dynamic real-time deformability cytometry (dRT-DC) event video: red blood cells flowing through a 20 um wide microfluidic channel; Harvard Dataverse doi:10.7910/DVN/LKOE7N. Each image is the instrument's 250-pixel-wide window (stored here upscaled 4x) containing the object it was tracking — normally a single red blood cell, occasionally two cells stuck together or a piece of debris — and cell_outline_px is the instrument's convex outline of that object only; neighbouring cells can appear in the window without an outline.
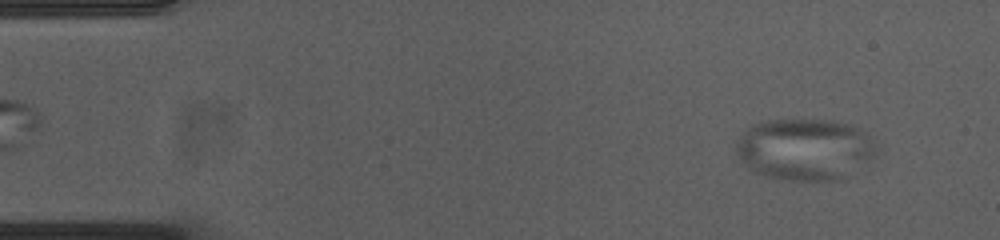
{"species": "common noctule bat (a hibernating species)", "species_latin": "Nyctalus noctula", "temperature_condition": "cold", "stored_images_in_passage": 54, "camera_frame_rate_fps": 3000, "um_per_image_px": 0.085, "animal": {"sex": "female", "body_mass_g": 23.0, "forearm_length_mm": 53.4}, "frame": {"image": 1, "passage_image": 2, "time_ms": 0.333, "image_size_px": [1000, 240], "cell_outline_px": [[880, 148], [840, 180], [780, 180], [764, 176], [756, 172], [744, 164], [736, 152], [736, 140], [752, 124], [768, 120], [832, 120], [848, 124], [856, 128], [868, 136]], "centroid_in_image_um": [68.34, 12.68], "position_along_channel_um": 16.7, "area_um2": 49.77}}
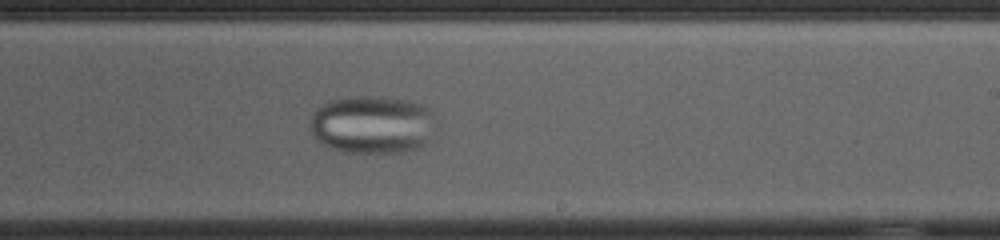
{"frame": {"image": 2, "passage_image": 31, "time_ms": 10.0, "image_size_px": [1000, 240], "cell_outline_px": [[432, 112], [428, 144], [424, 148], [404, 152], [344, 152], [320, 144], [312, 132], [308, 120], [328, 100], [348, 96], [380, 96], [404, 100], [420, 104], [428, 108]], "centroid_in_image_um": [31.61, 10.6], "position_along_channel_um": 257.4, "area_um2": 42.43}}
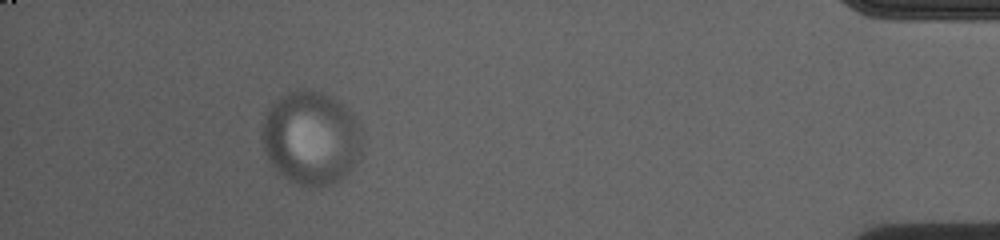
{"frame": {"image": 3, "passage_image": 49, "time_ms": 16.0, "image_size_px": [1000, 240], "cell_outline_px": [[364, 156], [336, 184], [316, 188], [308, 188], [296, 184], [288, 180], [268, 160], [264, 152], [260, 136], [260, 132], [264, 116], [268, 108], [280, 96], [288, 92], [300, 88], [312, 88], [324, 92], [332, 96], [348, 108], [352, 112], [360, 124], [364, 140]], "centroid_in_image_um": [26.49, 11.73], "position_along_channel_um": 408.7, "area_um2": 56.64}}